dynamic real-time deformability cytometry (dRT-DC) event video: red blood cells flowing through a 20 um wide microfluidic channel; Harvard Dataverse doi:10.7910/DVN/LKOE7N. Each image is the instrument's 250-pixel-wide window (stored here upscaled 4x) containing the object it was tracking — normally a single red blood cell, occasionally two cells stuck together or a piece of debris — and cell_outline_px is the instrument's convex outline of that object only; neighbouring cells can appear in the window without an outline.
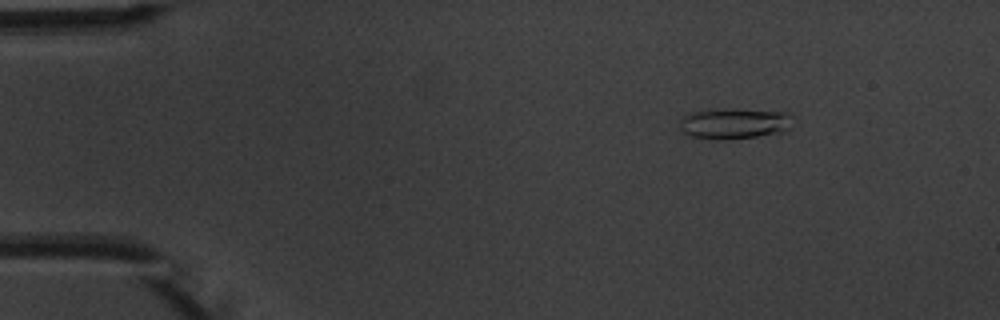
{"species": "common noctule bat (a hibernating species)", "species_latin": "Nyctalus noctula", "temperature_condition": "warm", "stored_images_in_passage": 8, "camera_frame_rate_fps": 3000, "um_per_image_px": 0.085, "animal": {"sex": "male", "body_mass_g": 20.1, "forearm_length_mm": 53.5}, "frame": {"image": 1, "passage_image": 3, "time_ms": 2.333, "image_size_px": [1000, 320], "cell_outline_px": [[792, 128], [784, 132], [728, 140], [724, 140], [692, 136], [684, 132], [680, 128], [680, 120], [684, 116], [696, 112], [792, 112]], "centroid_in_image_um": [62.51, 10.57], "position_along_channel_um": 22.5, "area_um2": 19.02}}
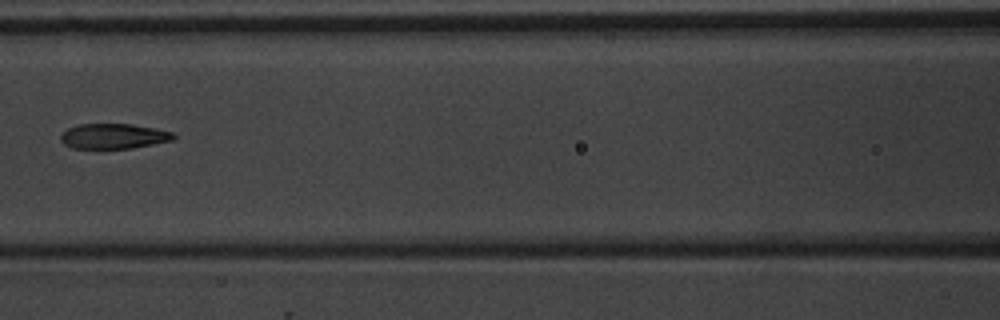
{"frame": {"image": 2, "passage_image": 7, "time_ms": 8.0, "image_size_px": [1000, 320], "cell_outline_px": [[176, 136], [172, 140], [132, 148], [72, 148], [64, 144], [60, 140], [60, 136], [68, 128], [80, 124], [132, 124], [156, 128], [172, 132]], "centroid_in_image_um": [9.65, 11.57], "position_along_channel_um": 157.0, "area_um2": 16.42}}
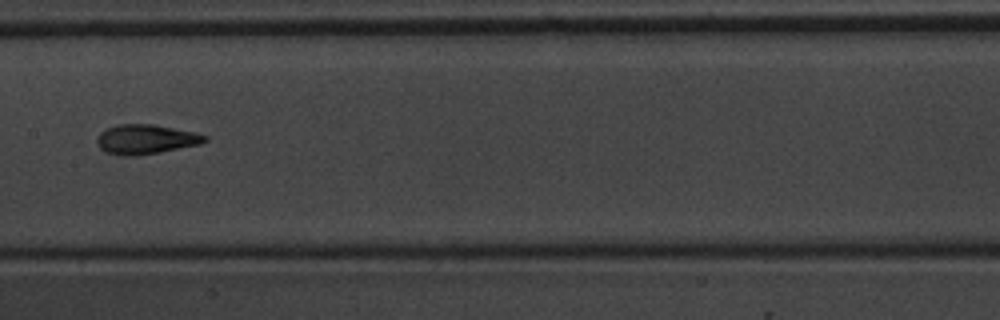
{"frame": {"image": 3, "passage_image": 8, "time_ms": 9.0, "image_size_px": [1000, 320], "cell_outline_px": [[208, 140], [200, 144], [160, 152], [128, 156], [120, 156], [104, 152], [100, 148], [96, 140], [100, 132], [116, 124], [152, 124], [192, 132], [208, 136]], "centroid_in_image_um": [12.35, 11.84], "position_along_channel_um": 195.0, "area_um2": 18.44}}